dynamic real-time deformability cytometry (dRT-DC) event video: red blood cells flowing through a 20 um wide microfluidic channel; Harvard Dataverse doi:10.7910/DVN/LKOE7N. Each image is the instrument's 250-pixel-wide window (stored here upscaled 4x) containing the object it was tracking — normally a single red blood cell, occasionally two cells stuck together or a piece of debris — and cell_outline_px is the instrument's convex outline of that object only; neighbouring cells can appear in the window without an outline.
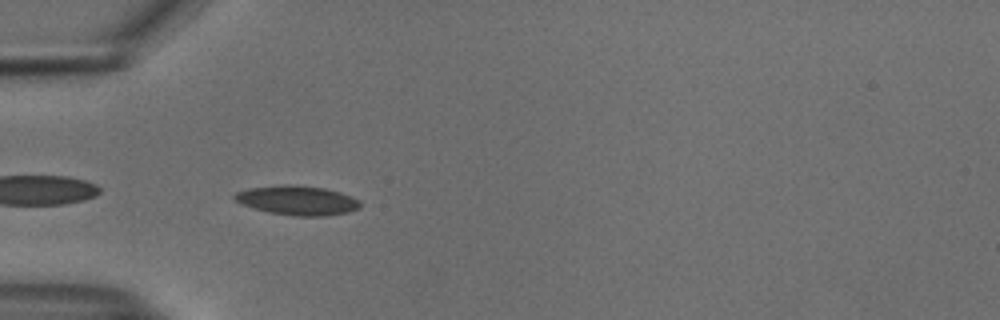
{"species": "common noctule bat (a hibernating species)", "species_latin": "Nyctalus noctula", "temperature_condition": "cold", "stored_images_in_passage": 39, "camera_frame_rate_fps": 3000, "um_per_image_px": 0.085, "animal": {"sex": "male", "body_mass_g": 18.8}, "frame": {"image": 1, "passage_image": 2, "time_ms": 0.333, "image_size_px": [1000, 320], "cell_outline_px": [[360, 208], [348, 212], [324, 216], [292, 216], [268, 212], [240, 204], [232, 200], [232, 196], [236, 192], [248, 188], [288, 184], [324, 188], [340, 192], [360, 200]], "centroid_in_image_um": [25.23, 17.03], "position_along_channel_um": 59.8, "area_um2": 21.62}}
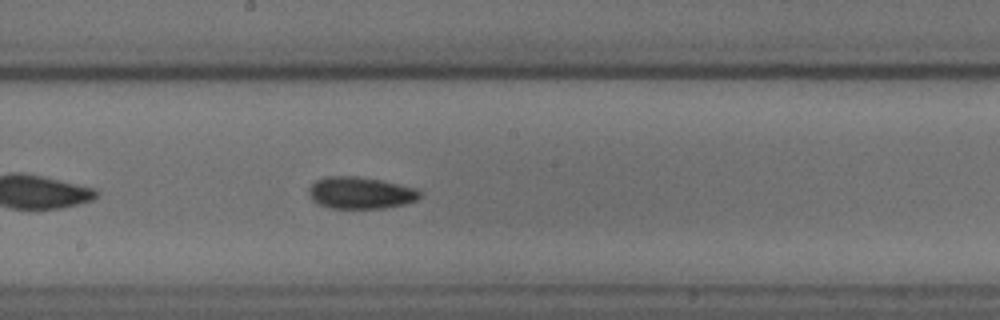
{"frame": {"image": 2, "passage_image": 15, "time_ms": 4.667, "image_size_px": [1000, 320], "cell_outline_px": [[420, 196], [416, 200], [404, 204], [384, 208], [328, 208], [312, 200], [308, 192], [308, 188], [316, 180], [328, 176], [356, 176], [380, 180], [400, 184], [416, 188], [420, 192]], "centroid_in_image_um": [30.62, 16.39], "position_along_channel_um": 217.6, "area_um2": 20.58}}
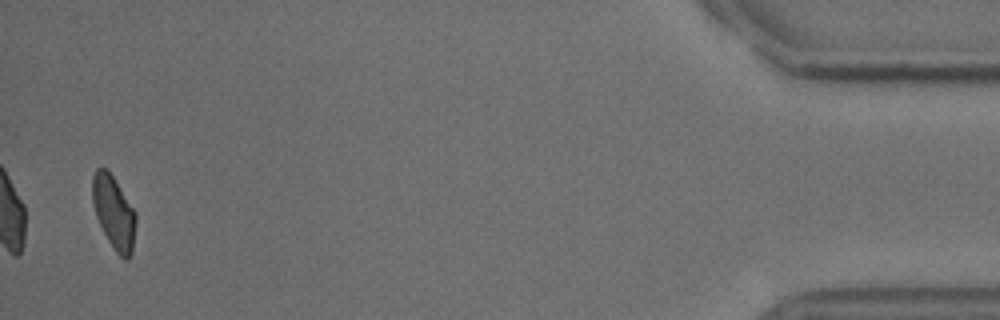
{"frame": {"image": 3, "passage_image": 38, "time_ms": 12.333, "image_size_px": [1000, 320], "cell_outline_px": [[136, 224], [132, 252], [128, 260], [124, 260], [116, 252], [108, 240], [96, 216], [92, 200], [92, 176], [96, 168], [108, 168], [136, 212]], "centroid_in_image_um": [9.68, 18.03], "position_along_channel_um": 425.5, "area_um2": 18.61}, "authors_computed_cell_mechanics": {"area_um2": 19.652, "velocity_mm_per_s": 3.7462, "shape_relaxation_time_tau1_ms": 3.5718, "shape_relaxation_time_tau2_ms": 4.8525, "deformation_change_tau1": 0.1156, "deformation_change_tau2": 0.0965}}